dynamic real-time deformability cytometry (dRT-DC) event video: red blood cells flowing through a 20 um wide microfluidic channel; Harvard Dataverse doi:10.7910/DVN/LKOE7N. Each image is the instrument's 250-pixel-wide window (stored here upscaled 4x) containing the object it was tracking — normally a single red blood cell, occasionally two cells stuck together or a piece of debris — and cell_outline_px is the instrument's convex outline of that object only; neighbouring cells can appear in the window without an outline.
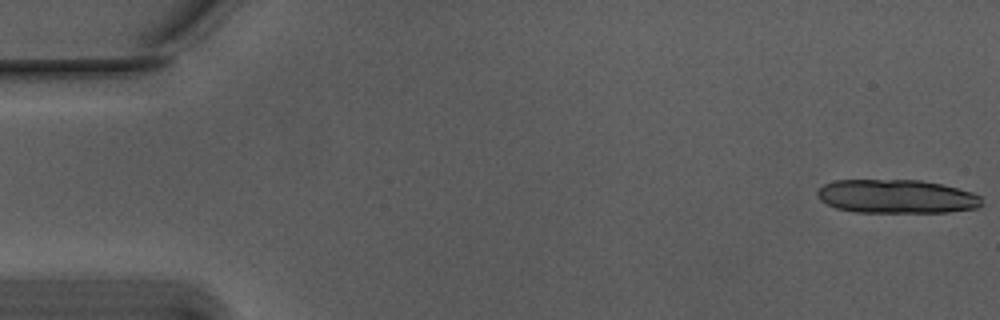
{"species": "Egyptian fruit bat (a non-hibernating species)", "species_latin": "Rousettus aegyptiacus", "temperature_condition": "warm", "stored_images_in_passage": 12, "camera_frame_rate_fps": 3000, "um_per_image_px": 0.085, "animal": {"sex": "male"}, "frame": {"image": 1, "passage_image": 1, "time_ms": 0.0, "image_size_px": [1000, 320], "cell_outline_px": [[980, 204], [976, 208], [948, 212], [852, 212], [836, 208], [820, 200], [816, 192], [824, 184], [836, 180], [920, 180], [940, 184], [972, 192], [980, 196]], "centroid_in_image_um": [76.16, 16.7], "position_along_channel_um": 8.8, "area_um2": 32.14}}